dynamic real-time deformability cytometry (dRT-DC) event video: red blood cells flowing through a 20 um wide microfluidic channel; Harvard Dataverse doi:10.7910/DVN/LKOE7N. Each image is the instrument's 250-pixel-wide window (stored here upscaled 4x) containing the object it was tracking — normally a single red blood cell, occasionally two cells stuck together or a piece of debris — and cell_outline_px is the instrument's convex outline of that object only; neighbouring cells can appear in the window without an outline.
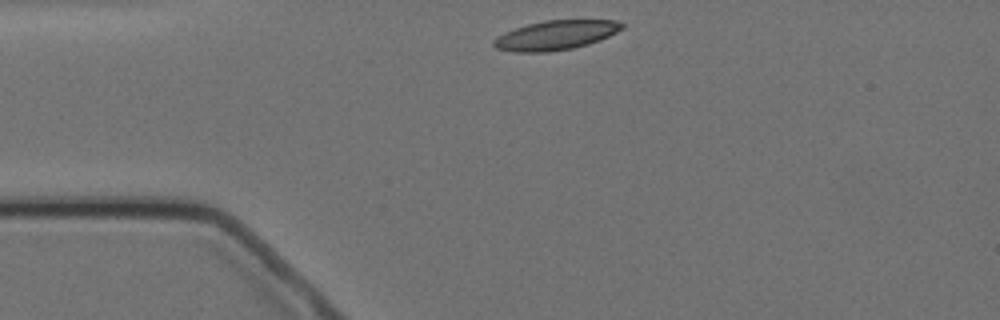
{"species": "Egyptian fruit bat (a non-hibernating species)", "species_latin": "Rousettus aegyptiacus", "temperature_condition": "cold", "stored_images_in_passage": 3, "camera_frame_rate_fps": 3000, "um_per_image_px": 0.085, "animal": {"sex": "female"}, "frame": {"image": 1, "passage_image": 1, "time_ms": 0.0, "image_size_px": [1000, 320], "cell_outline_px": [[624, 28], [600, 40], [588, 44], [572, 48], [548, 52], [516, 52], [496, 48], [492, 44], [492, 40], [504, 32], [528, 24], [544, 20], [616, 20], [624, 24]], "centroid_in_image_um": [47.23, 2.99], "position_along_channel_um": 37.8, "area_um2": 21.91}}
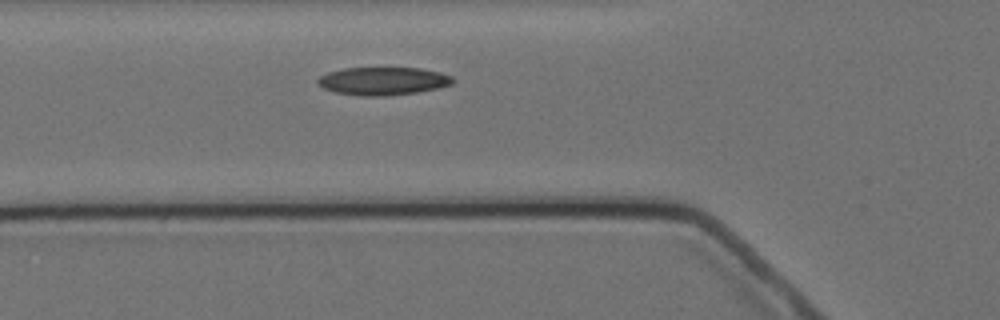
{"frame": {"image": 2, "passage_image": 3, "time_ms": 2.333, "image_size_px": [1000, 320], "cell_outline_px": [[452, 84], [436, 88], [416, 92], [388, 96], [360, 96], [336, 92], [324, 88], [316, 80], [320, 76], [328, 72], [344, 68], [420, 68], [440, 72], [452, 76]], "centroid_in_image_um": [32.54, 6.89], "position_along_channel_um": 93.3, "area_um2": 21.85}}